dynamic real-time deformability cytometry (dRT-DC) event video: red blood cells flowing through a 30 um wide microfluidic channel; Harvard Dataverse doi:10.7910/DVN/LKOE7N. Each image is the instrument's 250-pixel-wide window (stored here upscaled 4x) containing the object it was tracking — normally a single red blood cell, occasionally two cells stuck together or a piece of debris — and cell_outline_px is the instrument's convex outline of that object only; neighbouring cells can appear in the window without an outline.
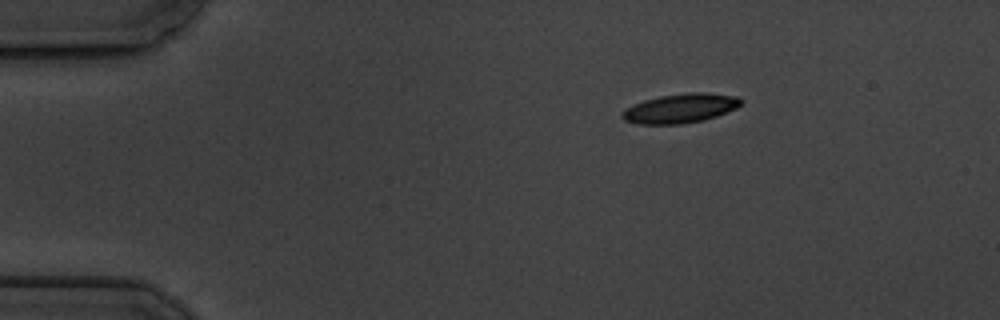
{"species": "common noctule bat (a hibernating species)", "species_latin": "Nyctalus noctula", "temperature_condition": "cold", "stored_images_in_passage": 4, "camera_frame_rate_fps": 3000, "um_per_image_px": 0.085, "animal": {"sex": "male", "body_mass_g": 19.5, "forearm_length_mm": 54.6}, "frame": {"image": 1, "passage_image": 1, "time_ms": 0.0, "image_size_px": [1000, 320], "cell_outline_px": [[744, 100], [736, 108], [716, 116], [704, 120], [680, 124], [640, 124], [624, 120], [620, 116], [620, 112], [624, 108], [632, 104], [644, 100], [660, 96], [688, 92], [704, 92], [736, 96]], "centroid_in_image_um": [57.79, 9.2], "position_along_channel_um": 27.2, "area_um2": 20.4}}
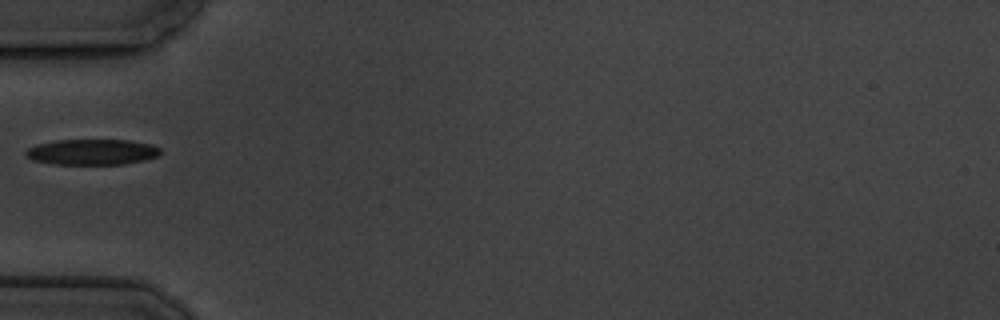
{"frame": {"image": 2, "passage_image": 4, "time_ms": 3.333, "image_size_px": [1000, 320], "cell_outline_px": [[164, 152], [160, 156], [144, 160], [124, 164], [52, 164], [32, 160], [24, 156], [24, 152], [28, 148], [36, 144], [56, 140], [128, 140], [152, 144], [160, 148]], "centroid_in_image_um": [7.84, 12.92], "position_along_channel_um": 77.2, "area_um2": 20.46}}